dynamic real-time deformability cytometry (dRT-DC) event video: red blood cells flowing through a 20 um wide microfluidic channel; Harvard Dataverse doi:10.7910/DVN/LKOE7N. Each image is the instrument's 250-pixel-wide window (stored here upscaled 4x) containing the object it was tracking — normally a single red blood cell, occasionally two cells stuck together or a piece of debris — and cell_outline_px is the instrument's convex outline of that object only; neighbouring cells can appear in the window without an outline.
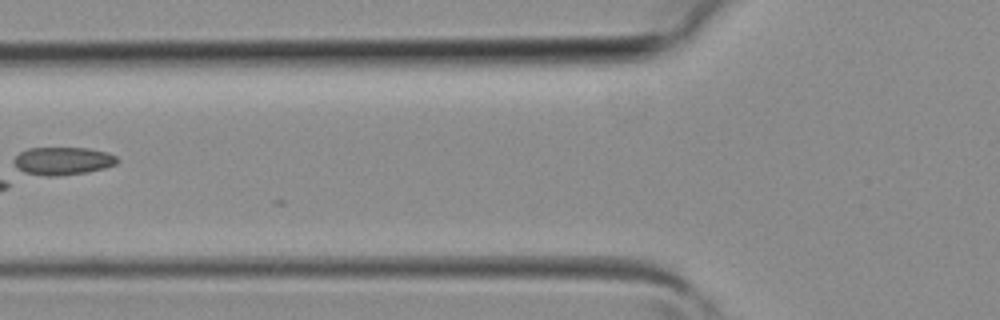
{"species": "common noctule bat (a hibernating species)", "species_latin": "Nyctalus noctula", "temperature_condition": "room temperature", "stored_images_in_passage": 3, "camera_frame_rate_fps": 3000, "um_per_image_px": 0.085, "animal": {"sex": "female", "body_mass_g": 19.3, "forearm_length_mm": 54.1}, "frame": {"image": 1, "passage_image": 3, "time_ms": 0.667, "image_size_px": [1000, 320], "cell_outline_px": [[120, 160], [116, 164], [104, 168], [88, 172], [56, 176], [44, 176], [16, 172], [12, 160], [20, 152], [28, 148], [88, 148], [108, 152], [116, 156]], "centroid_in_image_um": [5.28, 13.69], "position_along_channel_um": 120.5, "area_um2": 17.22}}